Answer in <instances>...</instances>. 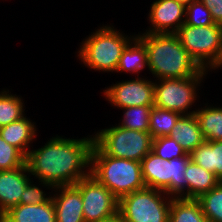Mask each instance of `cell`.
Returning <instances> with one entry per match:
<instances>
[{
  "instance_id": "6da1fadb",
  "label": "cell",
  "mask_w": 222,
  "mask_h": 222,
  "mask_svg": "<svg viewBox=\"0 0 222 222\" xmlns=\"http://www.w3.org/2000/svg\"><path fill=\"white\" fill-rule=\"evenodd\" d=\"M93 138L65 139L54 137L37 150H30L26 165L30 175L38 178L44 186L75 185L90 175ZM86 167L89 172L84 169Z\"/></svg>"
},
{
  "instance_id": "7a4b0ae2",
  "label": "cell",
  "mask_w": 222,
  "mask_h": 222,
  "mask_svg": "<svg viewBox=\"0 0 222 222\" xmlns=\"http://www.w3.org/2000/svg\"><path fill=\"white\" fill-rule=\"evenodd\" d=\"M137 37L147 50L148 68L159 79H182L196 76L202 68L173 33H143Z\"/></svg>"
},
{
  "instance_id": "3957f363",
  "label": "cell",
  "mask_w": 222,
  "mask_h": 222,
  "mask_svg": "<svg viewBox=\"0 0 222 222\" xmlns=\"http://www.w3.org/2000/svg\"><path fill=\"white\" fill-rule=\"evenodd\" d=\"M90 175L105 185L118 200L146 188L141 162L108 156L95 143L91 152Z\"/></svg>"
},
{
  "instance_id": "277c9868",
  "label": "cell",
  "mask_w": 222,
  "mask_h": 222,
  "mask_svg": "<svg viewBox=\"0 0 222 222\" xmlns=\"http://www.w3.org/2000/svg\"><path fill=\"white\" fill-rule=\"evenodd\" d=\"M190 159V154H187L180 158L163 160L150 151L141 161L146 187L164 191L173 198H189V183L184 174Z\"/></svg>"
},
{
  "instance_id": "5b68a950",
  "label": "cell",
  "mask_w": 222,
  "mask_h": 222,
  "mask_svg": "<svg viewBox=\"0 0 222 222\" xmlns=\"http://www.w3.org/2000/svg\"><path fill=\"white\" fill-rule=\"evenodd\" d=\"M130 39L131 37L127 38L113 26L103 25L82 43L78 56L91 69L116 71L122 52Z\"/></svg>"
},
{
  "instance_id": "8992f818",
  "label": "cell",
  "mask_w": 222,
  "mask_h": 222,
  "mask_svg": "<svg viewBox=\"0 0 222 222\" xmlns=\"http://www.w3.org/2000/svg\"><path fill=\"white\" fill-rule=\"evenodd\" d=\"M181 45L202 69L222 66V26L213 24L196 27L183 24L175 33Z\"/></svg>"
},
{
  "instance_id": "52a82bcc",
  "label": "cell",
  "mask_w": 222,
  "mask_h": 222,
  "mask_svg": "<svg viewBox=\"0 0 222 222\" xmlns=\"http://www.w3.org/2000/svg\"><path fill=\"white\" fill-rule=\"evenodd\" d=\"M149 132L121 126L102 129L94 135V143L108 156L141 162L152 151Z\"/></svg>"
},
{
  "instance_id": "ba28073f",
  "label": "cell",
  "mask_w": 222,
  "mask_h": 222,
  "mask_svg": "<svg viewBox=\"0 0 222 222\" xmlns=\"http://www.w3.org/2000/svg\"><path fill=\"white\" fill-rule=\"evenodd\" d=\"M165 194L164 191L147 187L134 191L118 200V213L124 222H169L173 197L163 196Z\"/></svg>"
},
{
  "instance_id": "9c48e42d",
  "label": "cell",
  "mask_w": 222,
  "mask_h": 222,
  "mask_svg": "<svg viewBox=\"0 0 222 222\" xmlns=\"http://www.w3.org/2000/svg\"><path fill=\"white\" fill-rule=\"evenodd\" d=\"M202 69L196 76L182 79H158L154 82V106L175 111L181 115L194 114L196 110L188 112L190 106L195 102L198 86L206 75ZM187 112V113H185Z\"/></svg>"
},
{
  "instance_id": "30bf717a",
  "label": "cell",
  "mask_w": 222,
  "mask_h": 222,
  "mask_svg": "<svg viewBox=\"0 0 222 222\" xmlns=\"http://www.w3.org/2000/svg\"><path fill=\"white\" fill-rule=\"evenodd\" d=\"M74 186L81 193L85 222H98L118 212V199L92 175L82 178Z\"/></svg>"
},
{
  "instance_id": "8fae6325",
  "label": "cell",
  "mask_w": 222,
  "mask_h": 222,
  "mask_svg": "<svg viewBox=\"0 0 222 222\" xmlns=\"http://www.w3.org/2000/svg\"><path fill=\"white\" fill-rule=\"evenodd\" d=\"M104 91L111 105L119 108L154 106V82L146 79L127 80L110 86Z\"/></svg>"
},
{
  "instance_id": "7c38bea8",
  "label": "cell",
  "mask_w": 222,
  "mask_h": 222,
  "mask_svg": "<svg viewBox=\"0 0 222 222\" xmlns=\"http://www.w3.org/2000/svg\"><path fill=\"white\" fill-rule=\"evenodd\" d=\"M150 8L148 18L152 27L145 33L173 34L185 23L183 19L185 18L186 7L176 0H156Z\"/></svg>"
},
{
  "instance_id": "4fadbf2b",
  "label": "cell",
  "mask_w": 222,
  "mask_h": 222,
  "mask_svg": "<svg viewBox=\"0 0 222 222\" xmlns=\"http://www.w3.org/2000/svg\"><path fill=\"white\" fill-rule=\"evenodd\" d=\"M26 173H29L26 164L12 170L0 171V217L20 204L21 195L31 180Z\"/></svg>"
},
{
  "instance_id": "5bb4252c",
  "label": "cell",
  "mask_w": 222,
  "mask_h": 222,
  "mask_svg": "<svg viewBox=\"0 0 222 222\" xmlns=\"http://www.w3.org/2000/svg\"><path fill=\"white\" fill-rule=\"evenodd\" d=\"M54 189L60 192L52 197L56 222H85L80 191L74 185L58 186Z\"/></svg>"
},
{
  "instance_id": "9a60e30c",
  "label": "cell",
  "mask_w": 222,
  "mask_h": 222,
  "mask_svg": "<svg viewBox=\"0 0 222 222\" xmlns=\"http://www.w3.org/2000/svg\"><path fill=\"white\" fill-rule=\"evenodd\" d=\"M2 222H56L53 199L43 204H19L1 216Z\"/></svg>"
},
{
  "instance_id": "2e32d148",
  "label": "cell",
  "mask_w": 222,
  "mask_h": 222,
  "mask_svg": "<svg viewBox=\"0 0 222 222\" xmlns=\"http://www.w3.org/2000/svg\"><path fill=\"white\" fill-rule=\"evenodd\" d=\"M169 137L176 140L187 154L206 141L195 114L181 115Z\"/></svg>"
},
{
  "instance_id": "e0dca14e",
  "label": "cell",
  "mask_w": 222,
  "mask_h": 222,
  "mask_svg": "<svg viewBox=\"0 0 222 222\" xmlns=\"http://www.w3.org/2000/svg\"><path fill=\"white\" fill-rule=\"evenodd\" d=\"M30 119L22 117L20 120L12 122L0 128L1 137L10 145L18 148L25 156L29 150V144L34 140L36 127ZM28 148V149H27Z\"/></svg>"
},
{
  "instance_id": "ac0fdd59",
  "label": "cell",
  "mask_w": 222,
  "mask_h": 222,
  "mask_svg": "<svg viewBox=\"0 0 222 222\" xmlns=\"http://www.w3.org/2000/svg\"><path fill=\"white\" fill-rule=\"evenodd\" d=\"M190 157L192 161L214 173L222 181V140L205 141L190 153Z\"/></svg>"
},
{
  "instance_id": "d6986e66",
  "label": "cell",
  "mask_w": 222,
  "mask_h": 222,
  "mask_svg": "<svg viewBox=\"0 0 222 222\" xmlns=\"http://www.w3.org/2000/svg\"><path fill=\"white\" fill-rule=\"evenodd\" d=\"M184 176L189 183V198L197 199L203 193L209 192L220 180L197 163L189 160Z\"/></svg>"
},
{
  "instance_id": "ffe728a7",
  "label": "cell",
  "mask_w": 222,
  "mask_h": 222,
  "mask_svg": "<svg viewBox=\"0 0 222 222\" xmlns=\"http://www.w3.org/2000/svg\"><path fill=\"white\" fill-rule=\"evenodd\" d=\"M169 222H210L197 199L174 197L171 200Z\"/></svg>"
},
{
  "instance_id": "44dd1931",
  "label": "cell",
  "mask_w": 222,
  "mask_h": 222,
  "mask_svg": "<svg viewBox=\"0 0 222 222\" xmlns=\"http://www.w3.org/2000/svg\"><path fill=\"white\" fill-rule=\"evenodd\" d=\"M146 66H148L146 47L137 36H133L122 52L116 71L140 73L139 71Z\"/></svg>"
},
{
  "instance_id": "7402d4cb",
  "label": "cell",
  "mask_w": 222,
  "mask_h": 222,
  "mask_svg": "<svg viewBox=\"0 0 222 222\" xmlns=\"http://www.w3.org/2000/svg\"><path fill=\"white\" fill-rule=\"evenodd\" d=\"M198 109L194 114L206 141L222 140V107Z\"/></svg>"
},
{
  "instance_id": "603a6c76",
  "label": "cell",
  "mask_w": 222,
  "mask_h": 222,
  "mask_svg": "<svg viewBox=\"0 0 222 222\" xmlns=\"http://www.w3.org/2000/svg\"><path fill=\"white\" fill-rule=\"evenodd\" d=\"M180 113L153 106L149 118V133L153 139L170 135Z\"/></svg>"
},
{
  "instance_id": "cb8c5ba5",
  "label": "cell",
  "mask_w": 222,
  "mask_h": 222,
  "mask_svg": "<svg viewBox=\"0 0 222 222\" xmlns=\"http://www.w3.org/2000/svg\"><path fill=\"white\" fill-rule=\"evenodd\" d=\"M18 97L8 90L0 92V128L24 117L23 100Z\"/></svg>"
},
{
  "instance_id": "d4e9b609",
  "label": "cell",
  "mask_w": 222,
  "mask_h": 222,
  "mask_svg": "<svg viewBox=\"0 0 222 222\" xmlns=\"http://www.w3.org/2000/svg\"><path fill=\"white\" fill-rule=\"evenodd\" d=\"M197 200L210 222H222V181L209 192L200 195Z\"/></svg>"
},
{
  "instance_id": "484cf974",
  "label": "cell",
  "mask_w": 222,
  "mask_h": 222,
  "mask_svg": "<svg viewBox=\"0 0 222 222\" xmlns=\"http://www.w3.org/2000/svg\"><path fill=\"white\" fill-rule=\"evenodd\" d=\"M153 106H135L124 109L123 121L118 124L127 129L149 132V118Z\"/></svg>"
},
{
  "instance_id": "4316f807",
  "label": "cell",
  "mask_w": 222,
  "mask_h": 222,
  "mask_svg": "<svg viewBox=\"0 0 222 222\" xmlns=\"http://www.w3.org/2000/svg\"><path fill=\"white\" fill-rule=\"evenodd\" d=\"M152 152L163 160H171L187 155L182 146L169 136L153 139Z\"/></svg>"
},
{
  "instance_id": "83f0119b",
  "label": "cell",
  "mask_w": 222,
  "mask_h": 222,
  "mask_svg": "<svg viewBox=\"0 0 222 222\" xmlns=\"http://www.w3.org/2000/svg\"><path fill=\"white\" fill-rule=\"evenodd\" d=\"M26 164V156L8 144L0 135V171L12 170Z\"/></svg>"
},
{
  "instance_id": "f1b7e54d",
  "label": "cell",
  "mask_w": 222,
  "mask_h": 222,
  "mask_svg": "<svg viewBox=\"0 0 222 222\" xmlns=\"http://www.w3.org/2000/svg\"><path fill=\"white\" fill-rule=\"evenodd\" d=\"M185 23L196 27L213 25L214 21L209 9L199 0L186 7Z\"/></svg>"
},
{
  "instance_id": "f546056e",
  "label": "cell",
  "mask_w": 222,
  "mask_h": 222,
  "mask_svg": "<svg viewBox=\"0 0 222 222\" xmlns=\"http://www.w3.org/2000/svg\"><path fill=\"white\" fill-rule=\"evenodd\" d=\"M31 180L27 183L24 192L21 195L20 204H43L52 199L51 197H45L46 194L39 187L31 184Z\"/></svg>"
},
{
  "instance_id": "4dcf8cb0",
  "label": "cell",
  "mask_w": 222,
  "mask_h": 222,
  "mask_svg": "<svg viewBox=\"0 0 222 222\" xmlns=\"http://www.w3.org/2000/svg\"><path fill=\"white\" fill-rule=\"evenodd\" d=\"M210 11L215 24L222 26V0H199Z\"/></svg>"
},
{
  "instance_id": "1f68e13d",
  "label": "cell",
  "mask_w": 222,
  "mask_h": 222,
  "mask_svg": "<svg viewBox=\"0 0 222 222\" xmlns=\"http://www.w3.org/2000/svg\"><path fill=\"white\" fill-rule=\"evenodd\" d=\"M98 222H124V220L121 215L117 212L115 215L104 220H99Z\"/></svg>"
},
{
  "instance_id": "d6a6232c",
  "label": "cell",
  "mask_w": 222,
  "mask_h": 222,
  "mask_svg": "<svg viewBox=\"0 0 222 222\" xmlns=\"http://www.w3.org/2000/svg\"><path fill=\"white\" fill-rule=\"evenodd\" d=\"M177 2H179L180 4L184 5L185 7H187L188 5L192 4L193 2L197 1V0H176Z\"/></svg>"
}]
</instances>
